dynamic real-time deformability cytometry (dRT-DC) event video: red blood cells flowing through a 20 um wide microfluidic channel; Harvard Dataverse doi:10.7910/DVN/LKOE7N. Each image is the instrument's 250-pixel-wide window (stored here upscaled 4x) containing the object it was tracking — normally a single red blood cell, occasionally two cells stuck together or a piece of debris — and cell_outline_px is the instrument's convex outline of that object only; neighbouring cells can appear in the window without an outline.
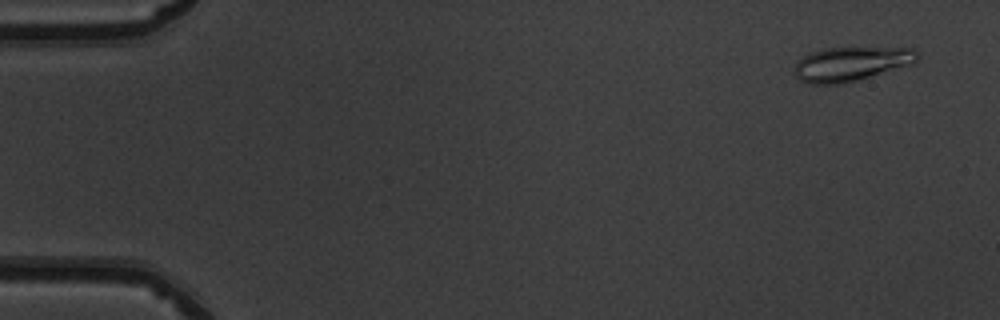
{"species": "common noctule bat (a hibernating species)", "species_latin": "Nyctalus noctula", "temperature_condition": "warm", "stored_images_in_passage": 50, "camera_frame_rate_fps": 3000, "um_per_image_px": 0.085, "animal": {"sex": "male", "body_mass_g": 19.5, "forearm_length_mm": 54.6}, "frame": {"image": 1, "passage_image": 3, "time_ms": 0.667, "image_size_px": [1000, 320], "cell_outline_px": [[920, 56], [916, 64], [856, 80], [840, 84], [808, 84], [800, 80], [796, 76], [792, 68], [796, 60], [812, 52], [824, 48], [916, 48], [920, 52]], "centroid_in_image_um": [72.37, 5.43], "position_along_channel_um": 12.6, "area_um2": 24.91}}
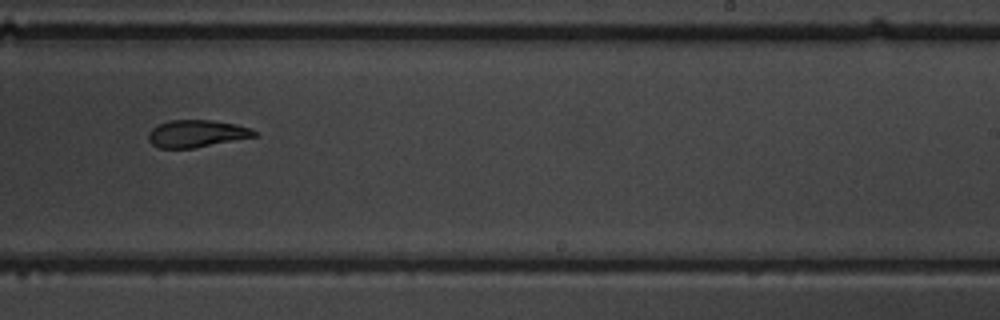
{"frame": {"image": 2, "passage_image": 32, "time_ms": 10.333, "image_size_px": [1000, 320], "cell_outline_px": [[256, 136], [192, 148], [160, 148], [152, 144], [148, 140], [148, 136], [152, 128], [168, 120], [212, 120], [236, 124], [248, 128], [256, 132]], "centroid_in_image_um": [16.67, 11.35], "position_along_channel_um": 272.3, "area_um2": 16.53}}
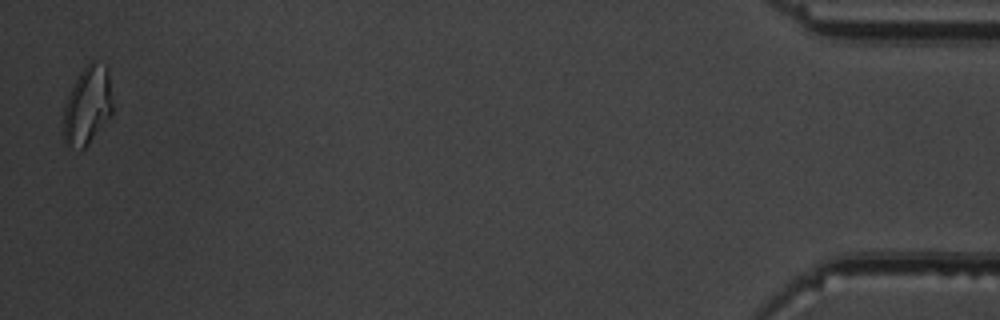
{"frame": {"image": 3, "passage_image": 50, "time_ms": 16.333, "image_size_px": [1000, 320], "cell_outline_px": [[112, 112], [108, 120], [88, 144], [80, 152], [64, 144], [64, 108], [68, 96], [80, 72], [92, 60], [108, 68], [112, 104]], "centroid_in_image_um": [7.43, 9.03], "position_along_channel_um": 427.8, "area_um2": 22.25}, "authors_computed_cell_mechanics": {"area_um2": 18.3226, "velocity_mm_per_s": 4.0285, "shape_relaxation_time_tau1_ms": null, "shape_relaxation_time_tau2_ms": 8.3666, "deformation_change_tau1": null, "deformation_change_tau2": 0.1724}}